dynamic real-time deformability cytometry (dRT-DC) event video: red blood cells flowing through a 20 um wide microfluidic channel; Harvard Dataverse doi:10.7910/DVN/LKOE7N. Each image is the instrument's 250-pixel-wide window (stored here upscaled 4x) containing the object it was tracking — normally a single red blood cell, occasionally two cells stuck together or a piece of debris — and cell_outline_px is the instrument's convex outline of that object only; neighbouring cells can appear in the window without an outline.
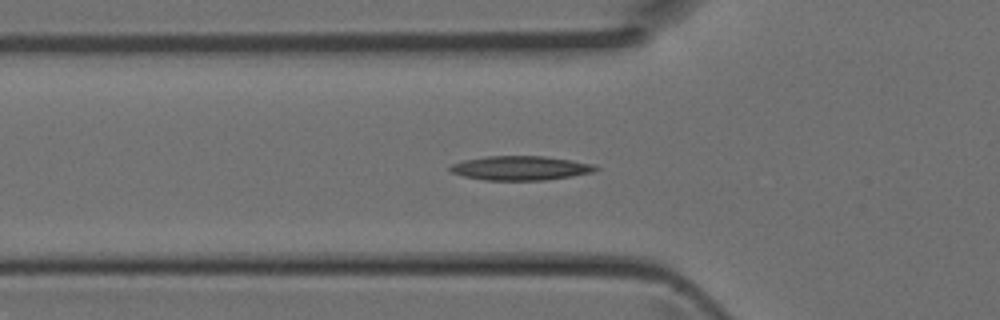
{"species": "Egyptian fruit bat (a non-hibernating species)", "species_latin": "Rousettus aegyptiacus", "temperature_condition": "room temperature", "stored_images_in_passage": 29, "camera_frame_rate_fps": 3000, "um_per_image_px": 0.085, "animal": {"sex": "female"}, "frame": {"image": 1, "passage_image": 3, "time_ms": 0.667, "image_size_px": [1000, 320], "cell_outline_px": [[600, 168], [596, 172], [572, 176], [544, 180], [484, 180], [464, 176], [448, 172], [448, 168], [452, 164], [464, 160], [488, 156], [544, 156], [572, 160], [596, 164]], "centroid_in_image_um": [44.28, 14.28], "position_along_channel_um": 81.5, "area_um2": 20.75}}
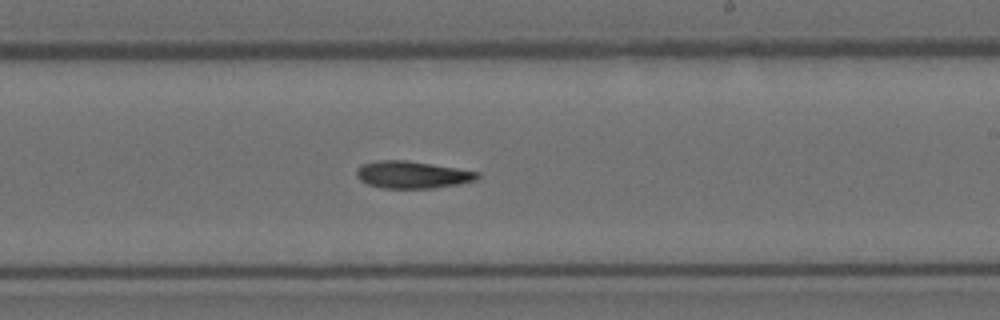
{"frame": {"image": 2, "passage_image": 14, "time_ms": 4.333, "image_size_px": [1000, 320], "cell_outline_px": [[480, 176], [476, 180], [460, 184], [432, 188], [384, 188], [368, 184], [360, 180], [356, 172], [364, 164], [376, 160], [408, 160], [480, 172]], "centroid_in_image_um": [35.09, 14.85], "position_along_channel_um": 253.9, "area_um2": 19.02}}
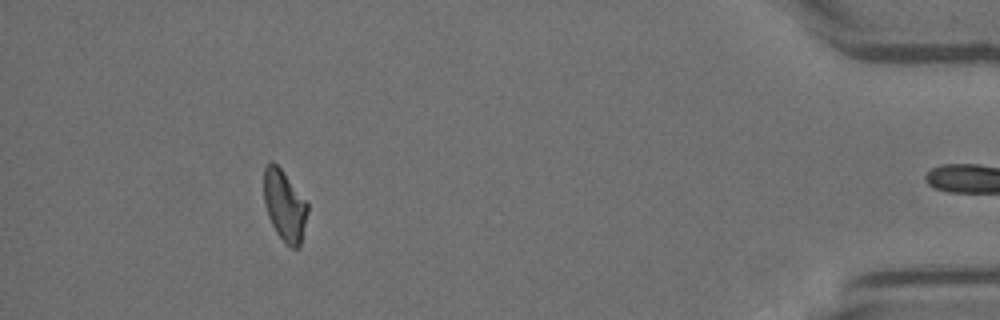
{"frame": {"image": 3, "passage_image": 28, "time_ms": 9.0, "image_size_px": [1000, 320], "cell_outline_px": [[308, 212], [300, 248], [288, 248], [284, 244], [276, 232], [268, 216], [264, 204], [264, 168], [272, 160], [280, 168], [308, 204]], "centroid_in_image_um": [24.18, 17.54], "position_along_channel_um": 411.0, "area_um2": 18.09}}